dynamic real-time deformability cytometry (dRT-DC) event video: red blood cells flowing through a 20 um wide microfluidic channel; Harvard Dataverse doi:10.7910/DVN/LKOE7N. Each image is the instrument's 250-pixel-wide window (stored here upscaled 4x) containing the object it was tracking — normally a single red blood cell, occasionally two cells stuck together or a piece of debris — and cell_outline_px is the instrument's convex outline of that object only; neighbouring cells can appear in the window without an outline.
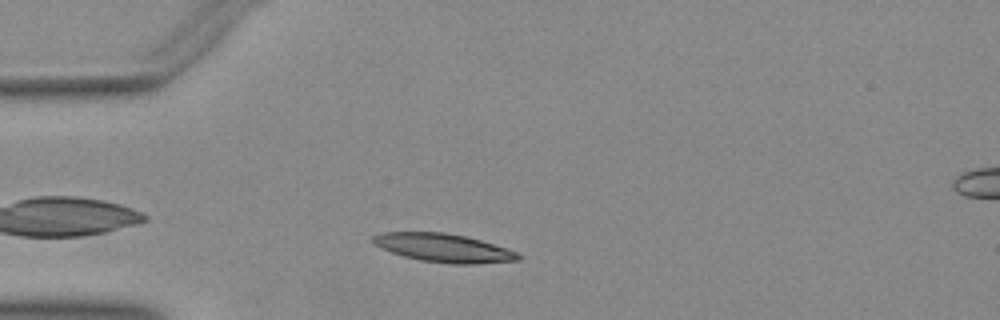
{"species": "Egyptian fruit bat (a non-hibernating species)", "species_latin": "Rousettus aegyptiacus", "temperature_condition": "warm", "stored_images_in_passage": 36, "camera_frame_rate_fps": 3000, "um_per_image_px": 0.085, "animal": {"sex": "female"}, "frame": {"image": 1, "passage_image": 4, "time_ms": 1.0, "image_size_px": [1000, 320], "cell_outline_px": [[520, 260], [472, 264], [452, 264], [420, 260], [404, 256], [380, 248], [372, 240], [372, 236], [380, 232], [444, 232], [464, 236], [480, 240], [516, 252], [520, 256]], "centroid_in_image_um": [37.66, 21.07], "position_along_channel_um": 47.3, "area_um2": 23.76}}
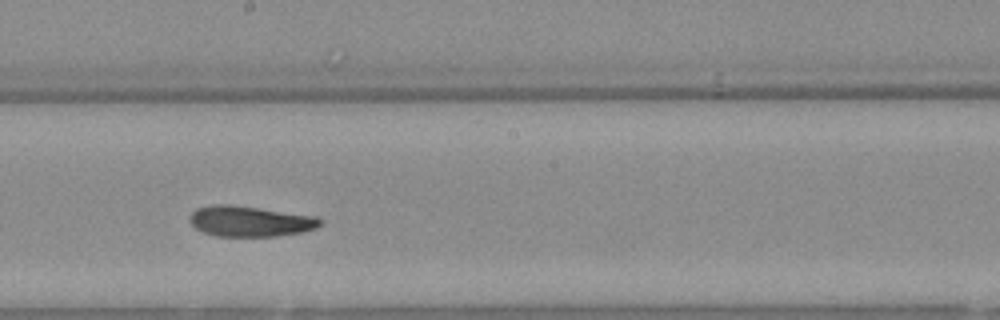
{"frame": {"image": 2, "passage_image": 19, "time_ms": 6.0, "image_size_px": [1000, 320], "cell_outline_px": [[320, 224], [316, 228], [304, 232], [276, 236], [216, 236], [204, 232], [196, 228], [188, 220], [188, 216], [196, 208], [216, 204], [224, 204], [256, 208], [316, 216], [320, 220]], "centroid_in_image_um": [21.22, 18.81], "position_along_channel_um": 227.0, "area_um2": 23.0}}
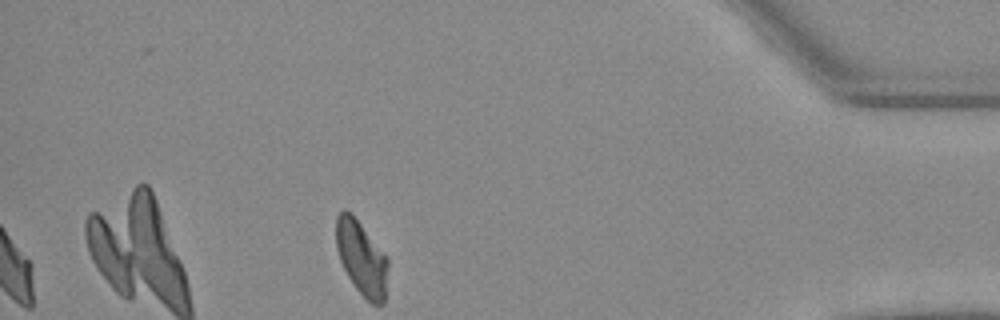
{"frame": {"image": 3, "passage_image": 36, "time_ms": 11.667, "image_size_px": [1000, 320], "cell_outline_px": [[388, 268], [384, 304], [372, 304], [356, 288], [348, 276], [340, 260], [336, 248], [336, 216], [344, 208], [360, 224], [388, 256]], "centroid_in_image_um": [30.74, 21.95], "position_along_channel_um": 404.5, "area_um2": 22.2}}